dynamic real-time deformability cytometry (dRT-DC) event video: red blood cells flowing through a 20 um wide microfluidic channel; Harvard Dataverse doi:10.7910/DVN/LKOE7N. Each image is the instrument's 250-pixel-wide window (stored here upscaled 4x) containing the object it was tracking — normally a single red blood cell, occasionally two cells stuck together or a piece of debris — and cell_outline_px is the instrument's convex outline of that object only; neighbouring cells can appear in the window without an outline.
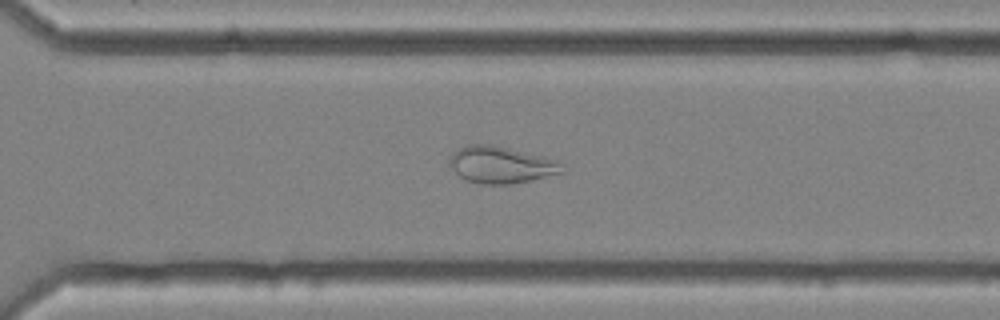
{"species": "common noctule bat (a hibernating species)", "species_latin": "Nyctalus noctula", "temperature_condition": "cold", "stored_images_in_passage": 56, "camera_frame_rate_fps": 3000, "um_per_image_px": 0.085, "animal": {"sex": "female", "body_mass_g": 25.1}, "frame": {"image": 1, "passage_image": 40, "time_ms": 13.0, "image_size_px": [1000, 320], "cell_outline_px": [[564, 172], [528, 180], [508, 184], [480, 184], [464, 180], [448, 164], [448, 160], [452, 152], [468, 144], [492, 144], [544, 156], [564, 164]], "centroid_in_image_um": [42.55, 14.0], "position_along_channel_um": 328.1, "area_um2": 24.16}}